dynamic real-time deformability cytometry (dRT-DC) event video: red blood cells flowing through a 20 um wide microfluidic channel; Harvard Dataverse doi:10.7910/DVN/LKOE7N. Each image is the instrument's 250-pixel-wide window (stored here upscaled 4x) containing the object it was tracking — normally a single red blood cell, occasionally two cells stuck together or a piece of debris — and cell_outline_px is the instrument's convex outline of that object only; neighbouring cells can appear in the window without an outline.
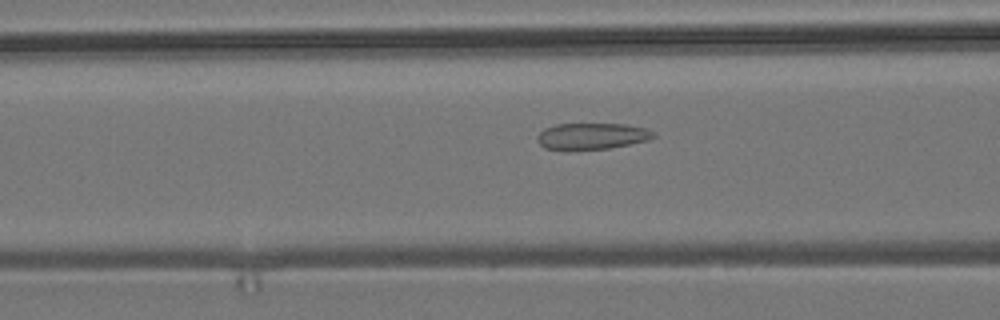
{"species": "common noctule bat (a hibernating species)", "species_latin": "Nyctalus noctula", "temperature_condition": "room temperature", "stored_images_in_passage": 56, "camera_frame_rate_fps": 3000, "um_per_image_px": 0.085, "animal": {"sex": "male", "body_mass_g": 19.2, "forearm_length_mm": 51.8}, "frame": {"image": 1, "passage_image": 22, "time_ms": 7.0, "image_size_px": [1000, 320], "cell_outline_px": [[656, 136], [648, 140], [608, 148], [544, 148], [536, 140], [536, 136], [544, 128], [556, 124], [624, 124], [644, 128], [656, 132]], "centroid_in_image_um": [50.32, 11.54], "position_along_channel_um": 116.3, "area_um2": 17.4}}
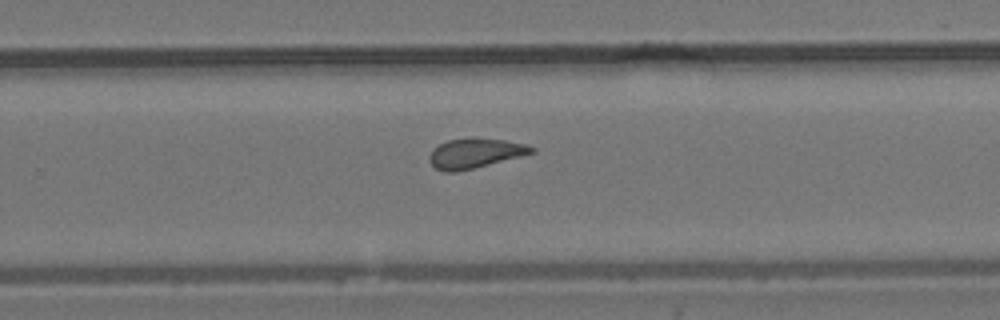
{"frame": {"image": 2, "passage_image": 36, "time_ms": 11.667, "image_size_px": [1000, 320], "cell_outline_px": [[536, 152], [456, 172], [444, 172], [436, 168], [428, 160], [428, 156], [432, 148], [448, 140], [504, 140], [528, 144], [536, 148]], "centroid_in_image_um": [40.37, 13.05], "position_along_channel_um": 289.4, "area_um2": 17.11}}
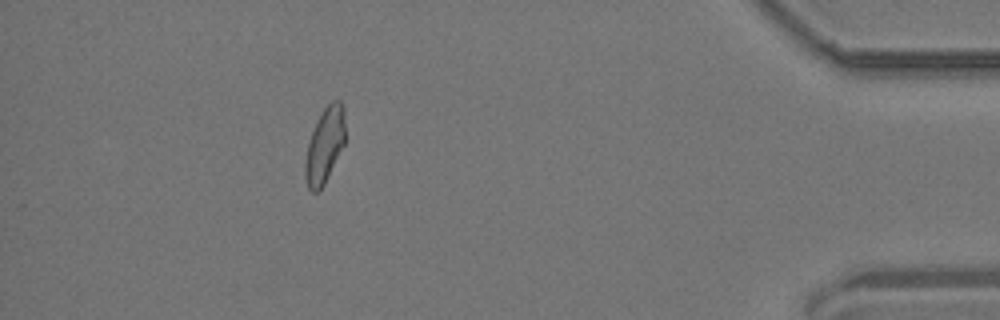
{"frame": {"image": 3, "passage_image": 50, "time_ms": 16.333, "image_size_px": [1000, 320], "cell_outline_px": [[344, 144], [324, 184], [316, 192], [312, 192], [308, 188], [304, 176], [304, 164], [308, 144], [316, 120], [324, 108], [332, 100], [340, 100], [344, 108]], "centroid_in_image_um": [27.58, 12.34], "position_along_channel_um": 407.6, "area_um2": 17.4}, "authors_computed_cell_mechanics": {"area_um2": 18.2359, "velocity_mm_per_s": 3.7079, "shape_relaxation_time_tau1_ms": null, "shape_relaxation_time_tau2_ms": 1.6679, "deformation_change_tau1": null, "deformation_change_tau2": 0.0989}}